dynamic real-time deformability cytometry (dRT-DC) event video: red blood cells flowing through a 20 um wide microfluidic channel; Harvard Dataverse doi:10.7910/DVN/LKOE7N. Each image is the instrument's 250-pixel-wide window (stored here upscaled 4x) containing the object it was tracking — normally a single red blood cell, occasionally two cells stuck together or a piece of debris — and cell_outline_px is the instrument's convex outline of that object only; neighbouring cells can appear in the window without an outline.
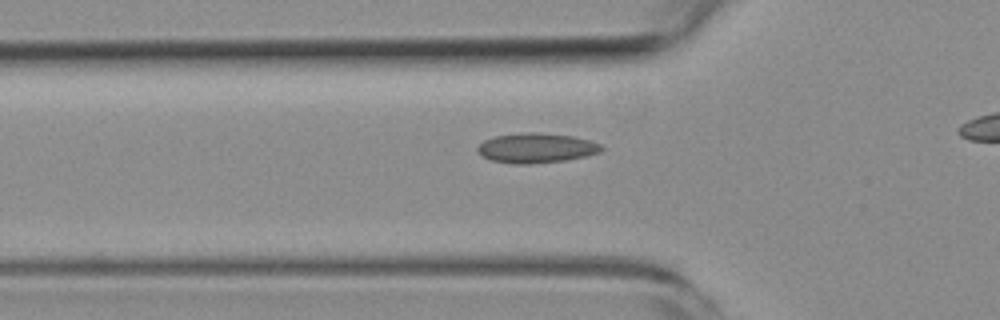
{"species": "common noctule bat (a hibernating species)", "species_latin": "Nyctalus noctula", "temperature_condition": "room temperature", "stored_images_in_passage": 31, "camera_frame_rate_fps": 3000, "um_per_image_px": 0.085, "animal": {"sex": "female", "body_mass_g": 19.3, "forearm_length_mm": 54.1}, "frame": {"image": 1, "passage_image": 5, "time_ms": 1.333, "image_size_px": [1000, 320], "cell_outline_px": [[604, 148], [600, 152], [588, 156], [564, 160], [528, 164], [512, 164], [492, 160], [476, 152], [476, 148], [484, 140], [496, 136], [532, 132], [536, 132], [572, 136], [588, 140], [600, 144]], "centroid_in_image_um": [45.59, 12.59], "position_along_channel_um": 80.2, "area_um2": 21.33}}
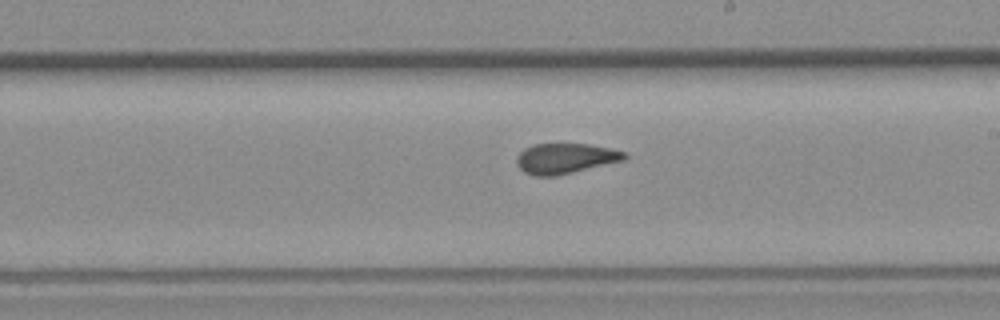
{"frame": {"image": 2, "passage_image": 18, "time_ms": 5.667, "image_size_px": [1000, 320], "cell_outline_px": [[628, 156], [624, 160], [556, 176], [536, 176], [524, 172], [516, 164], [516, 160], [520, 152], [524, 148], [532, 144], [588, 144], [628, 152]], "centroid_in_image_um": [48.05, 13.46], "position_along_channel_um": 241.0, "area_um2": 19.02}}
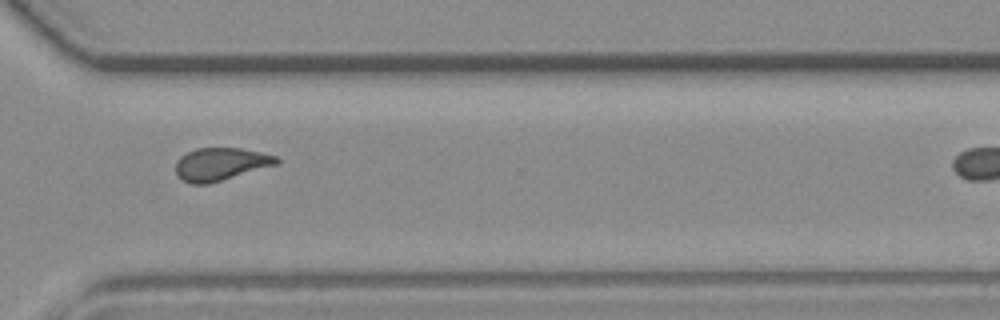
{"frame": {"image": 3, "passage_image": 27, "time_ms": 8.667, "image_size_px": [1000, 320], "cell_outline_px": [[280, 164], [208, 184], [192, 184], [184, 180], [176, 172], [176, 160], [180, 156], [196, 148], [240, 148], [260, 152], [276, 156], [280, 160]], "centroid_in_image_um": [18.79, 13.94], "position_along_channel_um": 351.8, "area_um2": 19.25}}